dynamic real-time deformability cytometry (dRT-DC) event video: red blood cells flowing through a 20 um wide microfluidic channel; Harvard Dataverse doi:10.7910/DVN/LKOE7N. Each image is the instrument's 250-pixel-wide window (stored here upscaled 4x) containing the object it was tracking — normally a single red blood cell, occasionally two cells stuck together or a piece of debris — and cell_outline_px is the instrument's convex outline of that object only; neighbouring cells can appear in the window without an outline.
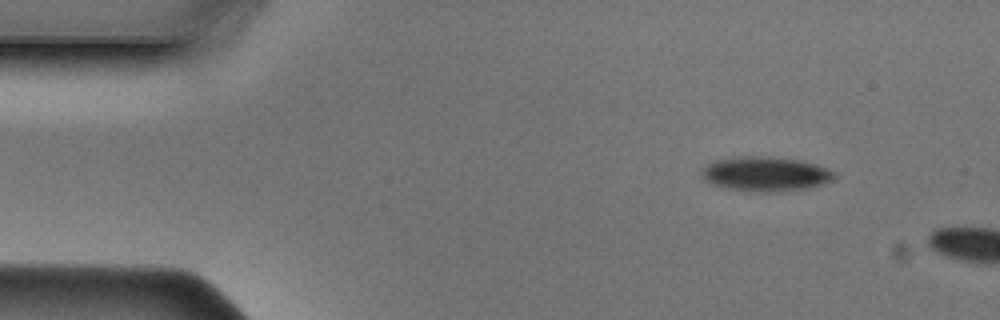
{"species": "Egyptian fruit bat (a non-hibernating species)", "species_latin": "Rousettus aegyptiacus", "temperature_condition": "cold", "stored_images_in_passage": 4, "camera_frame_rate_fps": 3000, "um_per_image_px": 0.085, "animal": {"sex": "male"}, "frame": {"image": 1, "passage_image": 1, "time_ms": 0.0, "image_size_px": [1000, 320], "cell_outline_px": [[840, 176], [824, 184], [804, 188], [732, 188], [712, 184], [704, 180], [700, 172], [700, 168], [716, 160], [732, 156], [772, 156], [800, 160], [816, 164], [828, 168], [836, 172]], "centroid_in_image_um": [65.09, 14.69], "position_along_channel_um": 19.9, "area_um2": 25.72}}